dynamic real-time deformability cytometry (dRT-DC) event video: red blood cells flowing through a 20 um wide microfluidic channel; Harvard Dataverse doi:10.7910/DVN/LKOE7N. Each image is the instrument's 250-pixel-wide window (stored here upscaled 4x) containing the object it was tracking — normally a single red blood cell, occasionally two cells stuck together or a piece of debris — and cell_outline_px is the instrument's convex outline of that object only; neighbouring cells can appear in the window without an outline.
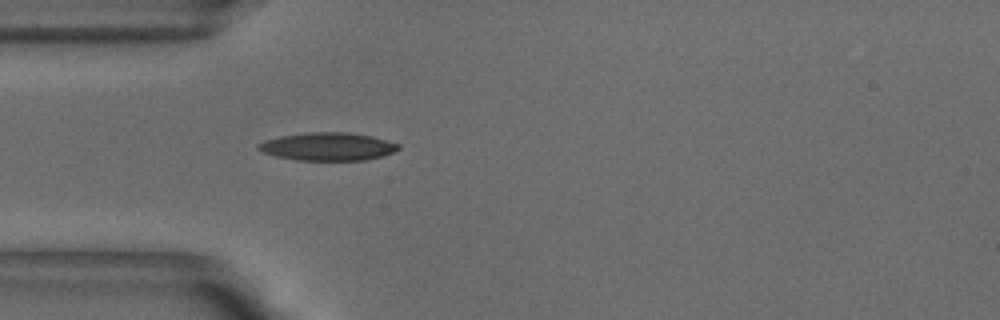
{"species": "common noctule bat (a hibernating species)", "species_latin": "Nyctalus noctula", "temperature_condition": "warm", "stored_images_in_passage": 38, "camera_frame_rate_fps": 3000, "um_per_image_px": 0.085, "animal": {"sex": "male", "body_mass_g": 18.8}, "frame": {"image": 1, "passage_image": 1, "time_ms": 0.0, "image_size_px": [1000, 320], "cell_outline_px": [[400, 148], [384, 156], [364, 160], [296, 160], [276, 156], [264, 152], [256, 148], [256, 144], [264, 140], [280, 136], [308, 132], [348, 132], [372, 136], [400, 144]], "centroid_in_image_um": [27.85, 12.45], "position_along_channel_um": 57.1, "area_um2": 22.89}}
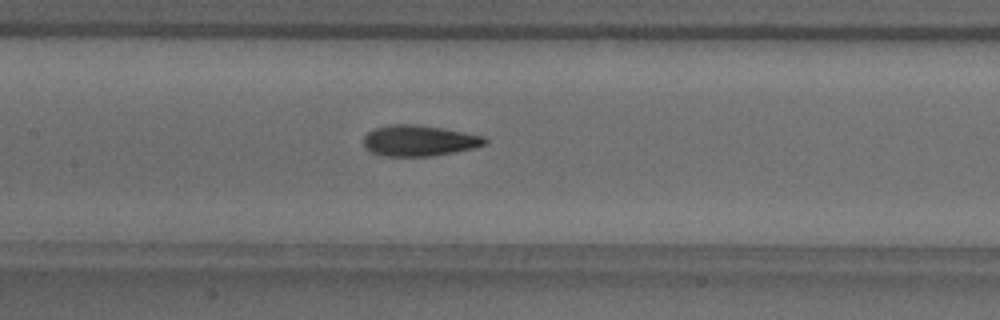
{"frame": {"image": 2, "passage_image": 10, "time_ms": 3.0, "image_size_px": [1000, 320], "cell_outline_px": [[488, 140], [484, 144], [472, 148], [432, 156], [384, 156], [372, 152], [364, 148], [364, 136], [368, 132], [376, 128], [388, 124], [420, 124], [444, 128], [484, 136]], "centroid_in_image_um": [35.6, 11.94], "position_along_channel_um": 171.8, "area_um2": 21.85}}
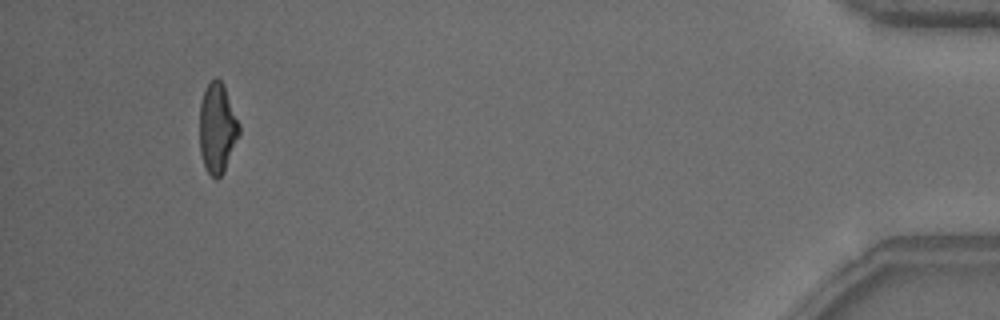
{"frame": {"image": 3, "passage_image": 35, "time_ms": 11.333, "image_size_px": [1000, 320], "cell_outline_px": [[240, 132], [224, 172], [216, 180], [204, 168], [200, 152], [200, 104], [204, 88], [216, 76], [224, 84], [240, 124]], "centroid_in_image_um": [18.47, 10.88], "position_along_channel_um": 416.7, "area_um2": 20.92}, "authors_computed_cell_mechanics": {"area_um2": 21.2993, "velocity_mm_per_s": 3.8544, "shape_relaxation_time_tau1_ms": 5.7445, "shape_relaxation_time_tau2_ms": 2.0794, "deformation_change_tau1": 0.188, "deformation_change_tau2": 0.0973}}